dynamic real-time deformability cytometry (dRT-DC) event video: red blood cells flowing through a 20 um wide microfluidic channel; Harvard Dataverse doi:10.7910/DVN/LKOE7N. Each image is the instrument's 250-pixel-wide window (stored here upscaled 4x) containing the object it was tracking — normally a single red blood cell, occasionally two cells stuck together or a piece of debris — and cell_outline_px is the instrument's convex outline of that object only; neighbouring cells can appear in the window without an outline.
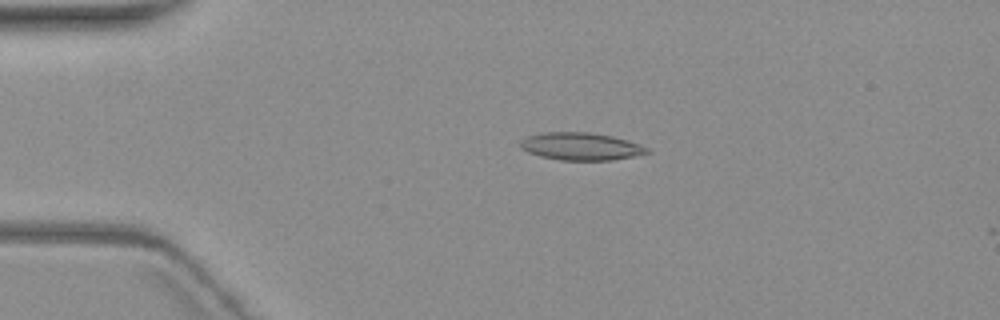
{"species": "common noctule bat (a hibernating species)", "species_latin": "Nyctalus noctula", "temperature_condition": "warm", "stored_images_in_passage": 5, "camera_frame_rate_fps": 3000, "um_per_image_px": 0.085, "animal": {"sex": "female", "body_mass_g": 19.3, "forearm_length_mm": 54.1}, "frame": {"image": 1, "passage_image": 3, "time_ms": 3.333, "image_size_px": [1000, 320], "cell_outline_px": [[652, 152], [612, 160], [560, 160], [540, 156], [528, 152], [520, 148], [520, 140], [528, 136], [544, 132], [588, 132], [612, 136], [648, 148]], "centroid_in_image_um": [49.32, 12.44], "position_along_channel_um": 35.7, "area_um2": 20.11}}
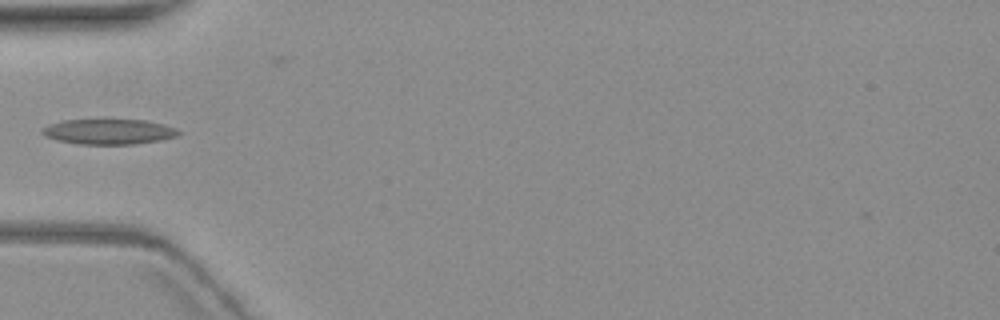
{"frame": {"image": 2, "passage_image": 5, "time_ms": 5.667, "image_size_px": [1000, 320], "cell_outline_px": [[184, 132], [180, 136], [160, 140], [132, 144], [80, 144], [56, 140], [44, 136], [40, 132], [40, 128], [48, 124], [64, 120], [100, 116], [104, 116], [144, 120], [164, 124], [176, 128]], "centroid_in_image_um": [9.23, 11.13], "position_along_channel_um": 75.8, "area_um2": 21.5}}